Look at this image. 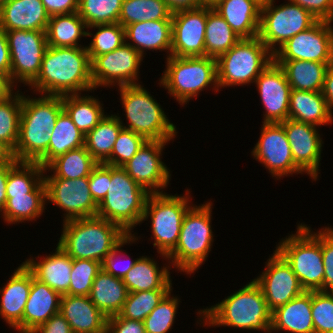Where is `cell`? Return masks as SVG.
Here are the masks:
<instances>
[{"label": "cell", "mask_w": 333, "mask_h": 333, "mask_svg": "<svg viewBox=\"0 0 333 333\" xmlns=\"http://www.w3.org/2000/svg\"><path fill=\"white\" fill-rule=\"evenodd\" d=\"M312 291H304L283 306L272 311L270 332L314 333Z\"/></svg>", "instance_id": "obj_28"}, {"label": "cell", "mask_w": 333, "mask_h": 333, "mask_svg": "<svg viewBox=\"0 0 333 333\" xmlns=\"http://www.w3.org/2000/svg\"><path fill=\"white\" fill-rule=\"evenodd\" d=\"M276 250L290 264L305 291L322 289L324 264L321 230L313 233L309 226L301 223L297 226V232L283 239Z\"/></svg>", "instance_id": "obj_9"}, {"label": "cell", "mask_w": 333, "mask_h": 333, "mask_svg": "<svg viewBox=\"0 0 333 333\" xmlns=\"http://www.w3.org/2000/svg\"><path fill=\"white\" fill-rule=\"evenodd\" d=\"M87 26L77 12L54 15L49 18L46 39L51 47H82L78 43L82 36H93L85 31ZM79 44V45H78Z\"/></svg>", "instance_id": "obj_36"}, {"label": "cell", "mask_w": 333, "mask_h": 333, "mask_svg": "<svg viewBox=\"0 0 333 333\" xmlns=\"http://www.w3.org/2000/svg\"><path fill=\"white\" fill-rule=\"evenodd\" d=\"M322 94L327 102L329 109H333V65L330 66L324 77V84L322 88Z\"/></svg>", "instance_id": "obj_60"}, {"label": "cell", "mask_w": 333, "mask_h": 333, "mask_svg": "<svg viewBox=\"0 0 333 333\" xmlns=\"http://www.w3.org/2000/svg\"><path fill=\"white\" fill-rule=\"evenodd\" d=\"M32 284V272L22 263L0 289V316L21 333V320Z\"/></svg>", "instance_id": "obj_24"}, {"label": "cell", "mask_w": 333, "mask_h": 333, "mask_svg": "<svg viewBox=\"0 0 333 333\" xmlns=\"http://www.w3.org/2000/svg\"><path fill=\"white\" fill-rule=\"evenodd\" d=\"M309 11L317 20L333 22V0H290Z\"/></svg>", "instance_id": "obj_55"}, {"label": "cell", "mask_w": 333, "mask_h": 333, "mask_svg": "<svg viewBox=\"0 0 333 333\" xmlns=\"http://www.w3.org/2000/svg\"><path fill=\"white\" fill-rule=\"evenodd\" d=\"M58 245L72 259L103 262L128 235L119 225L98 216L63 222Z\"/></svg>", "instance_id": "obj_4"}, {"label": "cell", "mask_w": 333, "mask_h": 333, "mask_svg": "<svg viewBox=\"0 0 333 333\" xmlns=\"http://www.w3.org/2000/svg\"><path fill=\"white\" fill-rule=\"evenodd\" d=\"M12 158V152L0 142V164L7 163Z\"/></svg>", "instance_id": "obj_64"}, {"label": "cell", "mask_w": 333, "mask_h": 333, "mask_svg": "<svg viewBox=\"0 0 333 333\" xmlns=\"http://www.w3.org/2000/svg\"><path fill=\"white\" fill-rule=\"evenodd\" d=\"M170 291L172 290H150L128 293L127 299L118 315L122 318L143 322Z\"/></svg>", "instance_id": "obj_46"}, {"label": "cell", "mask_w": 333, "mask_h": 333, "mask_svg": "<svg viewBox=\"0 0 333 333\" xmlns=\"http://www.w3.org/2000/svg\"><path fill=\"white\" fill-rule=\"evenodd\" d=\"M169 141H146L122 168L148 193H163L171 177L170 170L161 160L164 146ZM160 188V189H159Z\"/></svg>", "instance_id": "obj_19"}, {"label": "cell", "mask_w": 333, "mask_h": 333, "mask_svg": "<svg viewBox=\"0 0 333 333\" xmlns=\"http://www.w3.org/2000/svg\"><path fill=\"white\" fill-rule=\"evenodd\" d=\"M0 72L4 73L11 82L10 51L6 33L2 28H0Z\"/></svg>", "instance_id": "obj_59"}, {"label": "cell", "mask_w": 333, "mask_h": 333, "mask_svg": "<svg viewBox=\"0 0 333 333\" xmlns=\"http://www.w3.org/2000/svg\"><path fill=\"white\" fill-rule=\"evenodd\" d=\"M241 38L213 8L207 7L205 56L218 59Z\"/></svg>", "instance_id": "obj_41"}, {"label": "cell", "mask_w": 333, "mask_h": 333, "mask_svg": "<svg viewBox=\"0 0 333 333\" xmlns=\"http://www.w3.org/2000/svg\"><path fill=\"white\" fill-rule=\"evenodd\" d=\"M81 94L62 96L63 110L76 127L86 135L94 129L105 116L102 104L96 97Z\"/></svg>", "instance_id": "obj_39"}, {"label": "cell", "mask_w": 333, "mask_h": 333, "mask_svg": "<svg viewBox=\"0 0 333 333\" xmlns=\"http://www.w3.org/2000/svg\"><path fill=\"white\" fill-rule=\"evenodd\" d=\"M321 251L324 264L323 287L320 291L333 292V228H321Z\"/></svg>", "instance_id": "obj_52"}, {"label": "cell", "mask_w": 333, "mask_h": 333, "mask_svg": "<svg viewBox=\"0 0 333 333\" xmlns=\"http://www.w3.org/2000/svg\"><path fill=\"white\" fill-rule=\"evenodd\" d=\"M135 234H128L103 260V262L101 263V267L102 269L107 272L110 273L111 275L117 277V278H121L123 279L124 276L130 271V269L135 265V263L137 262V259H134L132 261H130L128 264L124 265L122 268L118 267L119 264L116 263L118 258L117 256L122 253V249L121 247H123V245L127 244V243H133L135 242V240H138V238H136L134 236ZM121 249V250H120ZM117 259V260H116Z\"/></svg>", "instance_id": "obj_53"}, {"label": "cell", "mask_w": 333, "mask_h": 333, "mask_svg": "<svg viewBox=\"0 0 333 333\" xmlns=\"http://www.w3.org/2000/svg\"><path fill=\"white\" fill-rule=\"evenodd\" d=\"M49 18L41 0H8L0 5V28L4 31L46 32Z\"/></svg>", "instance_id": "obj_23"}, {"label": "cell", "mask_w": 333, "mask_h": 333, "mask_svg": "<svg viewBox=\"0 0 333 333\" xmlns=\"http://www.w3.org/2000/svg\"><path fill=\"white\" fill-rule=\"evenodd\" d=\"M121 103L129 125L123 128L142 135L147 141H170L176 126L166 117L157 101L141 84L119 86Z\"/></svg>", "instance_id": "obj_8"}, {"label": "cell", "mask_w": 333, "mask_h": 333, "mask_svg": "<svg viewBox=\"0 0 333 333\" xmlns=\"http://www.w3.org/2000/svg\"><path fill=\"white\" fill-rule=\"evenodd\" d=\"M18 92L0 99V142L11 152L15 150L19 138L23 95Z\"/></svg>", "instance_id": "obj_44"}, {"label": "cell", "mask_w": 333, "mask_h": 333, "mask_svg": "<svg viewBox=\"0 0 333 333\" xmlns=\"http://www.w3.org/2000/svg\"><path fill=\"white\" fill-rule=\"evenodd\" d=\"M61 295L32 274V284L21 320V333H31L59 312Z\"/></svg>", "instance_id": "obj_26"}, {"label": "cell", "mask_w": 333, "mask_h": 333, "mask_svg": "<svg viewBox=\"0 0 333 333\" xmlns=\"http://www.w3.org/2000/svg\"><path fill=\"white\" fill-rule=\"evenodd\" d=\"M8 0H0V5Z\"/></svg>", "instance_id": "obj_67"}, {"label": "cell", "mask_w": 333, "mask_h": 333, "mask_svg": "<svg viewBox=\"0 0 333 333\" xmlns=\"http://www.w3.org/2000/svg\"><path fill=\"white\" fill-rule=\"evenodd\" d=\"M156 20H172V12L163 0H123L118 19L121 26Z\"/></svg>", "instance_id": "obj_43"}, {"label": "cell", "mask_w": 333, "mask_h": 333, "mask_svg": "<svg viewBox=\"0 0 333 333\" xmlns=\"http://www.w3.org/2000/svg\"><path fill=\"white\" fill-rule=\"evenodd\" d=\"M271 61L273 53L258 36L240 39L217 59L218 88L255 82Z\"/></svg>", "instance_id": "obj_10"}, {"label": "cell", "mask_w": 333, "mask_h": 333, "mask_svg": "<svg viewBox=\"0 0 333 333\" xmlns=\"http://www.w3.org/2000/svg\"><path fill=\"white\" fill-rule=\"evenodd\" d=\"M44 181L47 201L66 212L63 222L97 215L98 204L90 193L88 177L44 178Z\"/></svg>", "instance_id": "obj_16"}, {"label": "cell", "mask_w": 333, "mask_h": 333, "mask_svg": "<svg viewBox=\"0 0 333 333\" xmlns=\"http://www.w3.org/2000/svg\"><path fill=\"white\" fill-rule=\"evenodd\" d=\"M142 60L143 56L126 42L112 52L97 56L91 62L94 89L114 84L117 86L139 84L138 72Z\"/></svg>", "instance_id": "obj_15"}, {"label": "cell", "mask_w": 333, "mask_h": 333, "mask_svg": "<svg viewBox=\"0 0 333 333\" xmlns=\"http://www.w3.org/2000/svg\"><path fill=\"white\" fill-rule=\"evenodd\" d=\"M90 193L97 204L106 196L108 181H111V166L98 163L91 171L89 177Z\"/></svg>", "instance_id": "obj_54"}, {"label": "cell", "mask_w": 333, "mask_h": 333, "mask_svg": "<svg viewBox=\"0 0 333 333\" xmlns=\"http://www.w3.org/2000/svg\"><path fill=\"white\" fill-rule=\"evenodd\" d=\"M31 333H73L67 320L58 312Z\"/></svg>", "instance_id": "obj_58"}, {"label": "cell", "mask_w": 333, "mask_h": 333, "mask_svg": "<svg viewBox=\"0 0 333 333\" xmlns=\"http://www.w3.org/2000/svg\"><path fill=\"white\" fill-rule=\"evenodd\" d=\"M189 191L186 194L170 195L167 193L149 194L145 203L142 221L151 218L153 246L162 258L168 259V254L176 247L183 218L191 207Z\"/></svg>", "instance_id": "obj_11"}, {"label": "cell", "mask_w": 333, "mask_h": 333, "mask_svg": "<svg viewBox=\"0 0 333 333\" xmlns=\"http://www.w3.org/2000/svg\"><path fill=\"white\" fill-rule=\"evenodd\" d=\"M87 28L98 29L89 46H86L91 62L97 56L112 52L125 43V28L118 22Z\"/></svg>", "instance_id": "obj_47"}, {"label": "cell", "mask_w": 333, "mask_h": 333, "mask_svg": "<svg viewBox=\"0 0 333 333\" xmlns=\"http://www.w3.org/2000/svg\"><path fill=\"white\" fill-rule=\"evenodd\" d=\"M125 42L144 57V50H168L171 56L172 20L135 22L124 27ZM134 42L130 43L128 41ZM136 43V44H135Z\"/></svg>", "instance_id": "obj_29"}, {"label": "cell", "mask_w": 333, "mask_h": 333, "mask_svg": "<svg viewBox=\"0 0 333 333\" xmlns=\"http://www.w3.org/2000/svg\"><path fill=\"white\" fill-rule=\"evenodd\" d=\"M59 313L73 333H106L107 318L89 296L62 295Z\"/></svg>", "instance_id": "obj_25"}, {"label": "cell", "mask_w": 333, "mask_h": 333, "mask_svg": "<svg viewBox=\"0 0 333 333\" xmlns=\"http://www.w3.org/2000/svg\"><path fill=\"white\" fill-rule=\"evenodd\" d=\"M146 141L147 140L142 135L129 129L122 128L114 143L111 155L104 164L114 167H122L133 158Z\"/></svg>", "instance_id": "obj_50"}, {"label": "cell", "mask_w": 333, "mask_h": 333, "mask_svg": "<svg viewBox=\"0 0 333 333\" xmlns=\"http://www.w3.org/2000/svg\"><path fill=\"white\" fill-rule=\"evenodd\" d=\"M260 8L270 5L275 0H253Z\"/></svg>", "instance_id": "obj_66"}, {"label": "cell", "mask_w": 333, "mask_h": 333, "mask_svg": "<svg viewBox=\"0 0 333 333\" xmlns=\"http://www.w3.org/2000/svg\"><path fill=\"white\" fill-rule=\"evenodd\" d=\"M8 177V162L0 164V212H2L7 197H6V184Z\"/></svg>", "instance_id": "obj_62"}, {"label": "cell", "mask_w": 333, "mask_h": 333, "mask_svg": "<svg viewBox=\"0 0 333 333\" xmlns=\"http://www.w3.org/2000/svg\"><path fill=\"white\" fill-rule=\"evenodd\" d=\"M43 173H46L44 168L37 162L12 158L8 162L6 195L32 193L44 181Z\"/></svg>", "instance_id": "obj_42"}, {"label": "cell", "mask_w": 333, "mask_h": 333, "mask_svg": "<svg viewBox=\"0 0 333 333\" xmlns=\"http://www.w3.org/2000/svg\"><path fill=\"white\" fill-rule=\"evenodd\" d=\"M128 293L121 278L101 269L93 281L89 297L106 318H109L120 313Z\"/></svg>", "instance_id": "obj_32"}, {"label": "cell", "mask_w": 333, "mask_h": 333, "mask_svg": "<svg viewBox=\"0 0 333 333\" xmlns=\"http://www.w3.org/2000/svg\"><path fill=\"white\" fill-rule=\"evenodd\" d=\"M201 205H191L188 209L182 221L178 243L167 255L174 268L190 275L206 261L214 240L210 225L212 202Z\"/></svg>", "instance_id": "obj_6"}, {"label": "cell", "mask_w": 333, "mask_h": 333, "mask_svg": "<svg viewBox=\"0 0 333 333\" xmlns=\"http://www.w3.org/2000/svg\"><path fill=\"white\" fill-rule=\"evenodd\" d=\"M101 269L99 261L73 259L68 295L89 296L93 281Z\"/></svg>", "instance_id": "obj_49"}, {"label": "cell", "mask_w": 333, "mask_h": 333, "mask_svg": "<svg viewBox=\"0 0 333 333\" xmlns=\"http://www.w3.org/2000/svg\"><path fill=\"white\" fill-rule=\"evenodd\" d=\"M288 2L279 6L271 3L261 8L258 37L272 53L291 37L309 29L318 21L306 9L290 0Z\"/></svg>", "instance_id": "obj_12"}, {"label": "cell", "mask_w": 333, "mask_h": 333, "mask_svg": "<svg viewBox=\"0 0 333 333\" xmlns=\"http://www.w3.org/2000/svg\"><path fill=\"white\" fill-rule=\"evenodd\" d=\"M51 134L47 152L37 161L43 168L68 151L85 146V135L64 110L59 114Z\"/></svg>", "instance_id": "obj_35"}, {"label": "cell", "mask_w": 333, "mask_h": 333, "mask_svg": "<svg viewBox=\"0 0 333 333\" xmlns=\"http://www.w3.org/2000/svg\"><path fill=\"white\" fill-rule=\"evenodd\" d=\"M287 77L291 89L302 91H322L327 69L333 62H313L307 60H274Z\"/></svg>", "instance_id": "obj_34"}, {"label": "cell", "mask_w": 333, "mask_h": 333, "mask_svg": "<svg viewBox=\"0 0 333 333\" xmlns=\"http://www.w3.org/2000/svg\"><path fill=\"white\" fill-rule=\"evenodd\" d=\"M213 9L241 39L259 35L261 8L253 0H222Z\"/></svg>", "instance_id": "obj_30"}, {"label": "cell", "mask_w": 333, "mask_h": 333, "mask_svg": "<svg viewBox=\"0 0 333 333\" xmlns=\"http://www.w3.org/2000/svg\"><path fill=\"white\" fill-rule=\"evenodd\" d=\"M200 1V7H210L214 8L220 1L222 0H199Z\"/></svg>", "instance_id": "obj_65"}, {"label": "cell", "mask_w": 333, "mask_h": 333, "mask_svg": "<svg viewBox=\"0 0 333 333\" xmlns=\"http://www.w3.org/2000/svg\"><path fill=\"white\" fill-rule=\"evenodd\" d=\"M314 333H333V292L312 291Z\"/></svg>", "instance_id": "obj_51"}, {"label": "cell", "mask_w": 333, "mask_h": 333, "mask_svg": "<svg viewBox=\"0 0 333 333\" xmlns=\"http://www.w3.org/2000/svg\"><path fill=\"white\" fill-rule=\"evenodd\" d=\"M206 325L270 332L271 314L261 287L252 280L222 302L197 313Z\"/></svg>", "instance_id": "obj_3"}, {"label": "cell", "mask_w": 333, "mask_h": 333, "mask_svg": "<svg viewBox=\"0 0 333 333\" xmlns=\"http://www.w3.org/2000/svg\"><path fill=\"white\" fill-rule=\"evenodd\" d=\"M282 124L295 165L303 173L310 175L314 181L317 180L323 144L317 127L289 118Z\"/></svg>", "instance_id": "obj_22"}, {"label": "cell", "mask_w": 333, "mask_h": 333, "mask_svg": "<svg viewBox=\"0 0 333 333\" xmlns=\"http://www.w3.org/2000/svg\"><path fill=\"white\" fill-rule=\"evenodd\" d=\"M7 200L2 216L7 224L32 221L44 212L46 200V184L43 181L32 193L25 195H6Z\"/></svg>", "instance_id": "obj_37"}, {"label": "cell", "mask_w": 333, "mask_h": 333, "mask_svg": "<svg viewBox=\"0 0 333 333\" xmlns=\"http://www.w3.org/2000/svg\"><path fill=\"white\" fill-rule=\"evenodd\" d=\"M331 21L318 20L309 29L287 40L273 53V60L333 62Z\"/></svg>", "instance_id": "obj_14"}, {"label": "cell", "mask_w": 333, "mask_h": 333, "mask_svg": "<svg viewBox=\"0 0 333 333\" xmlns=\"http://www.w3.org/2000/svg\"><path fill=\"white\" fill-rule=\"evenodd\" d=\"M5 33L11 59V84L16 86L14 83L20 81L29 86L40 72L48 47L46 32L10 30Z\"/></svg>", "instance_id": "obj_13"}, {"label": "cell", "mask_w": 333, "mask_h": 333, "mask_svg": "<svg viewBox=\"0 0 333 333\" xmlns=\"http://www.w3.org/2000/svg\"><path fill=\"white\" fill-rule=\"evenodd\" d=\"M180 300L171 297V291L155 309L143 320L146 333H167L174 324Z\"/></svg>", "instance_id": "obj_48"}, {"label": "cell", "mask_w": 333, "mask_h": 333, "mask_svg": "<svg viewBox=\"0 0 333 333\" xmlns=\"http://www.w3.org/2000/svg\"><path fill=\"white\" fill-rule=\"evenodd\" d=\"M32 90L43 95L65 96L92 91V65L84 47L48 46Z\"/></svg>", "instance_id": "obj_1"}, {"label": "cell", "mask_w": 333, "mask_h": 333, "mask_svg": "<svg viewBox=\"0 0 333 333\" xmlns=\"http://www.w3.org/2000/svg\"><path fill=\"white\" fill-rule=\"evenodd\" d=\"M98 163L87 151L85 146L72 149L67 153L52 160L44 171H53V175H47L44 178H65L77 179L89 177L91 171Z\"/></svg>", "instance_id": "obj_40"}, {"label": "cell", "mask_w": 333, "mask_h": 333, "mask_svg": "<svg viewBox=\"0 0 333 333\" xmlns=\"http://www.w3.org/2000/svg\"><path fill=\"white\" fill-rule=\"evenodd\" d=\"M106 333H146V330L142 321L114 315L107 318Z\"/></svg>", "instance_id": "obj_56"}, {"label": "cell", "mask_w": 333, "mask_h": 333, "mask_svg": "<svg viewBox=\"0 0 333 333\" xmlns=\"http://www.w3.org/2000/svg\"><path fill=\"white\" fill-rule=\"evenodd\" d=\"M332 113L321 91L291 89L289 119L321 126L333 122Z\"/></svg>", "instance_id": "obj_31"}, {"label": "cell", "mask_w": 333, "mask_h": 333, "mask_svg": "<svg viewBox=\"0 0 333 333\" xmlns=\"http://www.w3.org/2000/svg\"><path fill=\"white\" fill-rule=\"evenodd\" d=\"M21 108L19 138L13 158L37 162L48 150L51 132L63 111L62 96L24 97Z\"/></svg>", "instance_id": "obj_2"}, {"label": "cell", "mask_w": 333, "mask_h": 333, "mask_svg": "<svg viewBox=\"0 0 333 333\" xmlns=\"http://www.w3.org/2000/svg\"><path fill=\"white\" fill-rule=\"evenodd\" d=\"M251 153L277 179L302 173L294 163L282 123H263L260 138Z\"/></svg>", "instance_id": "obj_17"}, {"label": "cell", "mask_w": 333, "mask_h": 333, "mask_svg": "<svg viewBox=\"0 0 333 333\" xmlns=\"http://www.w3.org/2000/svg\"><path fill=\"white\" fill-rule=\"evenodd\" d=\"M172 13L200 7L199 0H163Z\"/></svg>", "instance_id": "obj_61"}, {"label": "cell", "mask_w": 333, "mask_h": 333, "mask_svg": "<svg viewBox=\"0 0 333 333\" xmlns=\"http://www.w3.org/2000/svg\"><path fill=\"white\" fill-rule=\"evenodd\" d=\"M23 263L36 279L46 283L61 296L68 294L73 259L58 244L55 253L46 255L40 262L32 257Z\"/></svg>", "instance_id": "obj_27"}, {"label": "cell", "mask_w": 333, "mask_h": 333, "mask_svg": "<svg viewBox=\"0 0 333 333\" xmlns=\"http://www.w3.org/2000/svg\"><path fill=\"white\" fill-rule=\"evenodd\" d=\"M265 107L263 123H282L289 118L291 86L283 68L274 60L255 80Z\"/></svg>", "instance_id": "obj_21"}, {"label": "cell", "mask_w": 333, "mask_h": 333, "mask_svg": "<svg viewBox=\"0 0 333 333\" xmlns=\"http://www.w3.org/2000/svg\"><path fill=\"white\" fill-rule=\"evenodd\" d=\"M13 87L9 78L4 73L0 72V99L12 93Z\"/></svg>", "instance_id": "obj_63"}, {"label": "cell", "mask_w": 333, "mask_h": 333, "mask_svg": "<svg viewBox=\"0 0 333 333\" xmlns=\"http://www.w3.org/2000/svg\"><path fill=\"white\" fill-rule=\"evenodd\" d=\"M166 69L160 84L182 106L208 86L219 91L217 60L208 56H167Z\"/></svg>", "instance_id": "obj_7"}, {"label": "cell", "mask_w": 333, "mask_h": 333, "mask_svg": "<svg viewBox=\"0 0 333 333\" xmlns=\"http://www.w3.org/2000/svg\"><path fill=\"white\" fill-rule=\"evenodd\" d=\"M123 0H79L77 13L87 27L118 22Z\"/></svg>", "instance_id": "obj_45"}, {"label": "cell", "mask_w": 333, "mask_h": 333, "mask_svg": "<svg viewBox=\"0 0 333 333\" xmlns=\"http://www.w3.org/2000/svg\"><path fill=\"white\" fill-rule=\"evenodd\" d=\"M148 193L137 184L122 167L111 166L106 196L98 204L100 218L119 225L127 234L142 223Z\"/></svg>", "instance_id": "obj_5"}, {"label": "cell", "mask_w": 333, "mask_h": 333, "mask_svg": "<svg viewBox=\"0 0 333 333\" xmlns=\"http://www.w3.org/2000/svg\"><path fill=\"white\" fill-rule=\"evenodd\" d=\"M207 7L172 13L171 55L176 57L205 56Z\"/></svg>", "instance_id": "obj_20"}, {"label": "cell", "mask_w": 333, "mask_h": 333, "mask_svg": "<svg viewBox=\"0 0 333 333\" xmlns=\"http://www.w3.org/2000/svg\"><path fill=\"white\" fill-rule=\"evenodd\" d=\"M265 269L253 280L261 287L271 312L305 291L290 264L277 250L267 260Z\"/></svg>", "instance_id": "obj_18"}, {"label": "cell", "mask_w": 333, "mask_h": 333, "mask_svg": "<svg viewBox=\"0 0 333 333\" xmlns=\"http://www.w3.org/2000/svg\"><path fill=\"white\" fill-rule=\"evenodd\" d=\"M48 15L70 14L78 11L79 0H41Z\"/></svg>", "instance_id": "obj_57"}, {"label": "cell", "mask_w": 333, "mask_h": 333, "mask_svg": "<svg viewBox=\"0 0 333 333\" xmlns=\"http://www.w3.org/2000/svg\"><path fill=\"white\" fill-rule=\"evenodd\" d=\"M167 266L159 268L153 258L140 257L124 276L123 283L129 293L150 290H172L171 276Z\"/></svg>", "instance_id": "obj_33"}, {"label": "cell", "mask_w": 333, "mask_h": 333, "mask_svg": "<svg viewBox=\"0 0 333 333\" xmlns=\"http://www.w3.org/2000/svg\"><path fill=\"white\" fill-rule=\"evenodd\" d=\"M123 128L118 115H105L98 125L85 135V147L97 163H105L113 150L117 136Z\"/></svg>", "instance_id": "obj_38"}]
</instances>
